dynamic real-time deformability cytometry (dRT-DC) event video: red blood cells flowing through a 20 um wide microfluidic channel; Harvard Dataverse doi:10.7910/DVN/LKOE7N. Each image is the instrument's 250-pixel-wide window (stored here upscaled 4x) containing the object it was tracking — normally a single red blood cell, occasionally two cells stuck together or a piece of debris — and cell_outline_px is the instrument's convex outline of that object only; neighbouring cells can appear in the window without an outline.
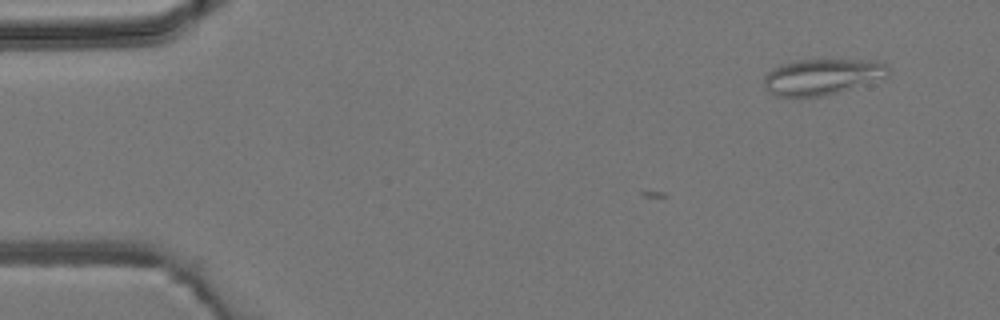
{"species": "common noctule bat (a hibernating species)", "species_latin": "Nyctalus noctula", "temperature_condition": "room temperature", "stored_images_in_passage": 3, "camera_frame_rate_fps": 3000, "um_per_image_px": 0.085, "animal": {"sex": "male", "body_mass_g": 19.2, "forearm_length_mm": 51.8}, "frame": {"image": 1, "passage_image": 1, "time_ms": 0.0, "image_size_px": [1000, 320], "cell_outline_px": [[888, 76], [824, 96], [776, 96], [768, 92], [764, 88], [764, 76], [768, 72], [784, 64], [800, 60], [876, 60], [888, 64]], "centroid_in_image_um": [69.87, 6.52], "position_along_channel_um": 15.1, "area_um2": 25.61}}